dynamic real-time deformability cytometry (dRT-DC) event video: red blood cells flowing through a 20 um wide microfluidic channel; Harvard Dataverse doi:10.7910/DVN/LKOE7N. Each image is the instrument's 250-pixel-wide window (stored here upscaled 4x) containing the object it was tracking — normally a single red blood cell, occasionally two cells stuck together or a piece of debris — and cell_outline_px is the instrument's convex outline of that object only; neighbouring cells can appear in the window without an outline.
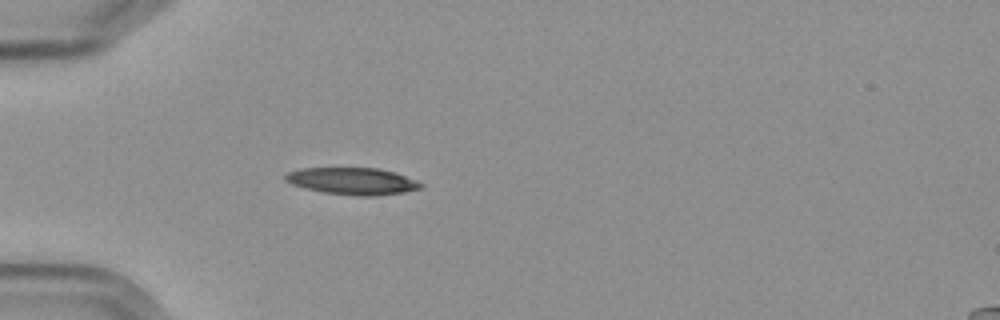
{"species": "Egyptian fruit bat (a non-hibernating species)", "species_latin": "Rousettus aegyptiacus", "temperature_condition": "cold", "stored_images_in_passage": 5, "camera_frame_rate_fps": 3000, "um_per_image_px": 0.085, "frame": {"image": 1, "passage_image": 5, "time_ms": 5.667, "image_size_px": [1000, 320], "cell_outline_px": [[424, 184], [420, 188], [404, 192], [376, 196], [356, 196], [324, 192], [292, 184], [284, 180], [284, 176], [288, 172], [300, 168], [376, 168], [392, 172], [416, 180]], "centroid_in_image_um": [29.95, 15.39], "position_along_channel_um": 55.1, "area_um2": 21.04}}